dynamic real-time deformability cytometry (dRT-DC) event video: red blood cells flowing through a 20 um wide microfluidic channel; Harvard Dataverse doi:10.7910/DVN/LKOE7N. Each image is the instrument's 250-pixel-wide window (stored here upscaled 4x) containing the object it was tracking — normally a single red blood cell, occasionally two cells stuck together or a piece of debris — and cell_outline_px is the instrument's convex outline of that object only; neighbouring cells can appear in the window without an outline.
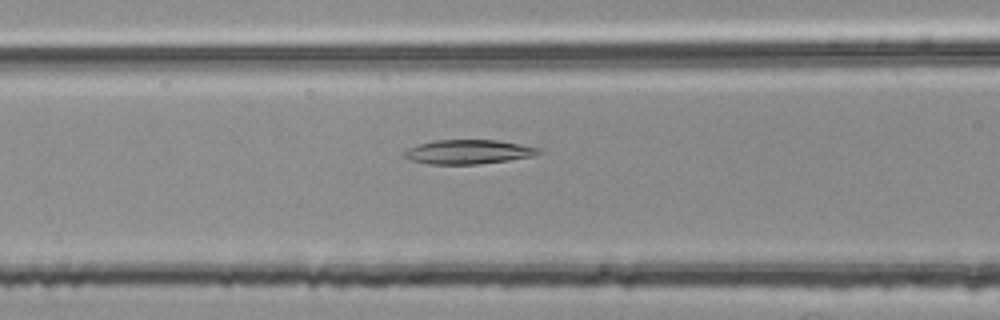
{"species": "common noctule bat (a hibernating species)", "species_latin": "Nyctalus noctula", "temperature_condition": "room temperature", "stored_images_in_passage": 54, "camera_frame_rate_fps": 3000, "um_per_image_px": 0.085, "animal": {"sex": "female", "body_mass_g": 25.1}, "frame": {"image": 1, "passage_image": 22, "time_ms": 7.0, "image_size_px": [1000, 320], "cell_outline_px": [[540, 152], [532, 156], [508, 160], [476, 164], [428, 164], [412, 160], [404, 156], [404, 152], [408, 148], [432, 140], [496, 140], [540, 148]], "centroid_in_image_um": [39.78, 12.9], "position_along_channel_um": 126.8, "area_um2": 18.67}}
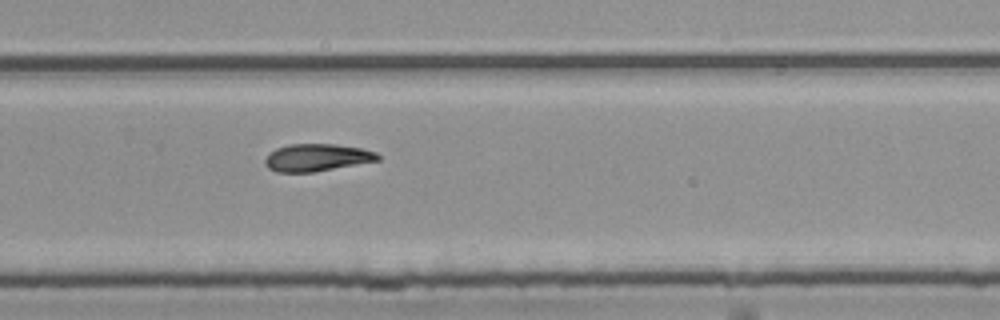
{"frame": {"image": 2, "passage_image": 36, "time_ms": 11.667, "image_size_px": [1000, 320], "cell_outline_px": [[380, 160], [312, 172], [276, 172], [268, 168], [264, 164], [264, 160], [268, 152], [276, 148], [288, 144], [336, 144], [360, 148], [376, 152], [380, 156]], "centroid_in_image_um": [26.88, 13.38], "position_along_channel_um": 302.9, "area_um2": 18.03}}
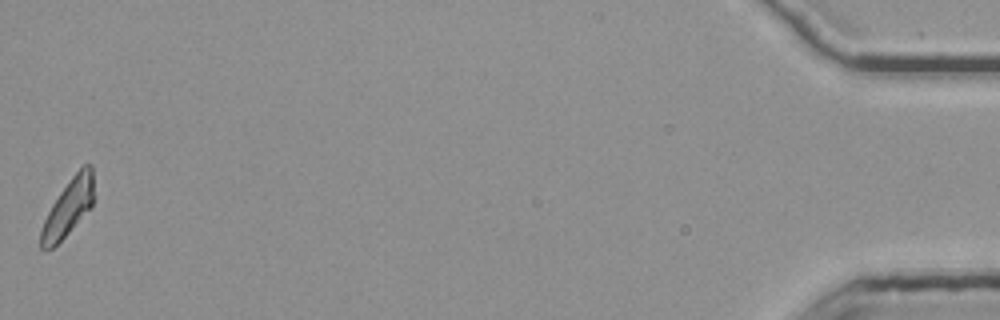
{"frame": {"image": 3, "passage_image": 54, "time_ms": 17.667, "image_size_px": [1000, 320], "cell_outline_px": [[92, 208], [52, 248], [40, 248], [40, 232], [44, 220], [52, 204], [60, 192], [72, 176], [84, 164], [92, 164]], "centroid_in_image_um": [5.79, 17.64], "position_along_channel_um": 429.4, "area_um2": 16.99}}